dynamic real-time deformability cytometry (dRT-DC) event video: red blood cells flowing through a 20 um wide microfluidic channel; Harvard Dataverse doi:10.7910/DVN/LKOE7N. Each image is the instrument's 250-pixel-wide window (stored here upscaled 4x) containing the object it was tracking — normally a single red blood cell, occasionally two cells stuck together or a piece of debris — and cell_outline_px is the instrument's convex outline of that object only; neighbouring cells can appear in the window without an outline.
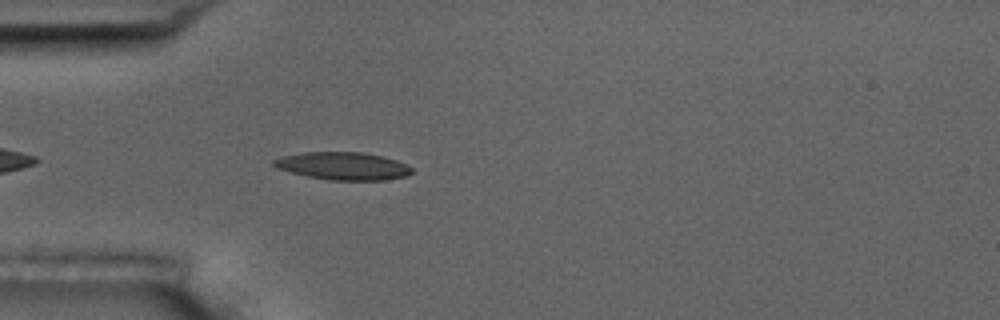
{"species": "common noctule bat (a hibernating species)", "species_latin": "Nyctalus noctula", "temperature_condition": "room temperature", "stored_images_in_passage": 1, "camera_frame_rate_fps": 3000, "um_per_image_px": 0.085, "animal": {"sex": "male", "body_mass_g": 17.5, "forearm_length_mm": 52.3}, "frame": {"image": 1, "passage_image": 1, "time_ms": 0.0, "image_size_px": [1000, 320], "cell_outline_px": [[412, 172], [408, 176], [384, 180], [332, 180], [308, 176], [276, 168], [272, 164], [272, 160], [280, 156], [304, 152], [364, 152], [396, 160], [408, 164], [412, 168]], "centroid_in_image_um": [29.16, 14.1], "position_along_channel_um": 55.8, "area_um2": 22.31}}